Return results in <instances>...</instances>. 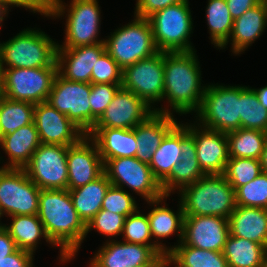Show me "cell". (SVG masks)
Here are the masks:
<instances>
[{
  "label": "cell",
  "mask_w": 267,
  "mask_h": 267,
  "mask_svg": "<svg viewBox=\"0 0 267 267\" xmlns=\"http://www.w3.org/2000/svg\"><path fill=\"white\" fill-rule=\"evenodd\" d=\"M261 267H267V253L265 254V256L263 258V262L261 264Z\"/></svg>",
  "instance_id": "6f0895ef"
},
{
  "label": "cell",
  "mask_w": 267,
  "mask_h": 267,
  "mask_svg": "<svg viewBox=\"0 0 267 267\" xmlns=\"http://www.w3.org/2000/svg\"><path fill=\"white\" fill-rule=\"evenodd\" d=\"M136 198L123 188L110 185L103 199L101 209L127 217L141 208Z\"/></svg>",
  "instance_id": "b9f144b4"
},
{
  "label": "cell",
  "mask_w": 267,
  "mask_h": 267,
  "mask_svg": "<svg viewBox=\"0 0 267 267\" xmlns=\"http://www.w3.org/2000/svg\"><path fill=\"white\" fill-rule=\"evenodd\" d=\"M184 0H136L134 15L148 19L155 12Z\"/></svg>",
  "instance_id": "bcb514c9"
},
{
  "label": "cell",
  "mask_w": 267,
  "mask_h": 267,
  "mask_svg": "<svg viewBox=\"0 0 267 267\" xmlns=\"http://www.w3.org/2000/svg\"><path fill=\"white\" fill-rule=\"evenodd\" d=\"M34 108L35 105L33 103L3 97L0 100L1 136L33 123Z\"/></svg>",
  "instance_id": "e575fe53"
},
{
  "label": "cell",
  "mask_w": 267,
  "mask_h": 267,
  "mask_svg": "<svg viewBox=\"0 0 267 267\" xmlns=\"http://www.w3.org/2000/svg\"><path fill=\"white\" fill-rule=\"evenodd\" d=\"M40 144L34 122L1 136L0 168L23 169ZM1 152L8 158L1 156Z\"/></svg>",
  "instance_id": "d4e9b609"
},
{
  "label": "cell",
  "mask_w": 267,
  "mask_h": 267,
  "mask_svg": "<svg viewBox=\"0 0 267 267\" xmlns=\"http://www.w3.org/2000/svg\"><path fill=\"white\" fill-rule=\"evenodd\" d=\"M267 29V1L262 0L233 22L228 41L219 49L230 47L234 56H240L257 41Z\"/></svg>",
  "instance_id": "cb8c5ba5"
},
{
  "label": "cell",
  "mask_w": 267,
  "mask_h": 267,
  "mask_svg": "<svg viewBox=\"0 0 267 267\" xmlns=\"http://www.w3.org/2000/svg\"><path fill=\"white\" fill-rule=\"evenodd\" d=\"M236 205L267 209V173L235 190Z\"/></svg>",
  "instance_id": "ab89813d"
},
{
  "label": "cell",
  "mask_w": 267,
  "mask_h": 267,
  "mask_svg": "<svg viewBox=\"0 0 267 267\" xmlns=\"http://www.w3.org/2000/svg\"><path fill=\"white\" fill-rule=\"evenodd\" d=\"M90 93L91 83L70 81L57 73L47 102L87 135L91 131Z\"/></svg>",
  "instance_id": "4fadbf2b"
},
{
  "label": "cell",
  "mask_w": 267,
  "mask_h": 267,
  "mask_svg": "<svg viewBox=\"0 0 267 267\" xmlns=\"http://www.w3.org/2000/svg\"><path fill=\"white\" fill-rule=\"evenodd\" d=\"M4 218V215H3V213H2V211H1V209H0V228L1 227H4V225H5V223H3V221L1 222V220Z\"/></svg>",
  "instance_id": "680465c9"
},
{
  "label": "cell",
  "mask_w": 267,
  "mask_h": 267,
  "mask_svg": "<svg viewBox=\"0 0 267 267\" xmlns=\"http://www.w3.org/2000/svg\"><path fill=\"white\" fill-rule=\"evenodd\" d=\"M126 90L140 97L154 112L164 96V52L139 60L122 70V84Z\"/></svg>",
  "instance_id": "8fae6325"
},
{
  "label": "cell",
  "mask_w": 267,
  "mask_h": 267,
  "mask_svg": "<svg viewBox=\"0 0 267 267\" xmlns=\"http://www.w3.org/2000/svg\"><path fill=\"white\" fill-rule=\"evenodd\" d=\"M163 267H189L184 265L171 251L164 254Z\"/></svg>",
  "instance_id": "f907efd6"
},
{
  "label": "cell",
  "mask_w": 267,
  "mask_h": 267,
  "mask_svg": "<svg viewBox=\"0 0 267 267\" xmlns=\"http://www.w3.org/2000/svg\"><path fill=\"white\" fill-rule=\"evenodd\" d=\"M181 160L160 183L164 195L177 194L182 188L193 184L206 174L200 168L193 135L188 131V121H180Z\"/></svg>",
  "instance_id": "7402d4cb"
},
{
  "label": "cell",
  "mask_w": 267,
  "mask_h": 267,
  "mask_svg": "<svg viewBox=\"0 0 267 267\" xmlns=\"http://www.w3.org/2000/svg\"><path fill=\"white\" fill-rule=\"evenodd\" d=\"M180 121L166 134L161 145L153 154L149 164L154 177L161 183L181 160Z\"/></svg>",
  "instance_id": "1f68e13d"
},
{
  "label": "cell",
  "mask_w": 267,
  "mask_h": 267,
  "mask_svg": "<svg viewBox=\"0 0 267 267\" xmlns=\"http://www.w3.org/2000/svg\"><path fill=\"white\" fill-rule=\"evenodd\" d=\"M33 253L16 249L13 253L0 260V267H35Z\"/></svg>",
  "instance_id": "7dc6e473"
},
{
  "label": "cell",
  "mask_w": 267,
  "mask_h": 267,
  "mask_svg": "<svg viewBox=\"0 0 267 267\" xmlns=\"http://www.w3.org/2000/svg\"><path fill=\"white\" fill-rule=\"evenodd\" d=\"M120 87L121 84L91 83V93L89 96L91 107V130Z\"/></svg>",
  "instance_id": "7bdbcfd3"
},
{
  "label": "cell",
  "mask_w": 267,
  "mask_h": 267,
  "mask_svg": "<svg viewBox=\"0 0 267 267\" xmlns=\"http://www.w3.org/2000/svg\"><path fill=\"white\" fill-rule=\"evenodd\" d=\"M259 161H260L262 172L267 173V139H266L264 150L262 151Z\"/></svg>",
  "instance_id": "db71d44e"
},
{
  "label": "cell",
  "mask_w": 267,
  "mask_h": 267,
  "mask_svg": "<svg viewBox=\"0 0 267 267\" xmlns=\"http://www.w3.org/2000/svg\"><path fill=\"white\" fill-rule=\"evenodd\" d=\"M229 234V221L224 217L185 216L183 239L178 245L223 252Z\"/></svg>",
  "instance_id": "ac0fdd59"
},
{
  "label": "cell",
  "mask_w": 267,
  "mask_h": 267,
  "mask_svg": "<svg viewBox=\"0 0 267 267\" xmlns=\"http://www.w3.org/2000/svg\"><path fill=\"white\" fill-rule=\"evenodd\" d=\"M196 52H164L163 103L167 105H160L158 113L176 116V112L180 117L199 111L207 83Z\"/></svg>",
  "instance_id": "7a4b0ae2"
},
{
  "label": "cell",
  "mask_w": 267,
  "mask_h": 267,
  "mask_svg": "<svg viewBox=\"0 0 267 267\" xmlns=\"http://www.w3.org/2000/svg\"><path fill=\"white\" fill-rule=\"evenodd\" d=\"M68 190L94 181L104 173V162L96 143L85 135L77 144L68 147Z\"/></svg>",
  "instance_id": "d6986e66"
},
{
  "label": "cell",
  "mask_w": 267,
  "mask_h": 267,
  "mask_svg": "<svg viewBox=\"0 0 267 267\" xmlns=\"http://www.w3.org/2000/svg\"><path fill=\"white\" fill-rule=\"evenodd\" d=\"M246 85L207 83L199 111L192 116L200 126L229 133L241 128L240 93Z\"/></svg>",
  "instance_id": "8992f818"
},
{
  "label": "cell",
  "mask_w": 267,
  "mask_h": 267,
  "mask_svg": "<svg viewBox=\"0 0 267 267\" xmlns=\"http://www.w3.org/2000/svg\"><path fill=\"white\" fill-rule=\"evenodd\" d=\"M88 267H140L151 263L159 254L149 245L122 240L103 241L93 252Z\"/></svg>",
  "instance_id": "44dd1931"
},
{
  "label": "cell",
  "mask_w": 267,
  "mask_h": 267,
  "mask_svg": "<svg viewBox=\"0 0 267 267\" xmlns=\"http://www.w3.org/2000/svg\"><path fill=\"white\" fill-rule=\"evenodd\" d=\"M11 9L19 7L43 18L49 17L54 0H3Z\"/></svg>",
  "instance_id": "f6af8a7d"
},
{
  "label": "cell",
  "mask_w": 267,
  "mask_h": 267,
  "mask_svg": "<svg viewBox=\"0 0 267 267\" xmlns=\"http://www.w3.org/2000/svg\"><path fill=\"white\" fill-rule=\"evenodd\" d=\"M262 173L260 161L251 158H229L223 175L236 190Z\"/></svg>",
  "instance_id": "f35d334b"
},
{
  "label": "cell",
  "mask_w": 267,
  "mask_h": 267,
  "mask_svg": "<svg viewBox=\"0 0 267 267\" xmlns=\"http://www.w3.org/2000/svg\"><path fill=\"white\" fill-rule=\"evenodd\" d=\"M125 219L126 217L121 214L101 209L86 225V237L84 240H87L88 234L92 233L91 231L93 230L106 237L105 241L117 240L122 235Z\"/></svg>",
  "instance_id": "60d3db41"
},
{
  "label": "cell",
  "mask_w": 267,
  "mask_h": 267,
  "mask_svg": "<svg viewBox=\"0 0 267 267\" xmlns=\"http://www.w3.org/2000/svg\"><path fill=\"white\" fill-rule=\"evenodd\" d=\"M251 88L255 91L260 104L267 109V85H265L264 87L262 86L261 88Z\"/></svg>",
  "instance_id": "816d5d0a"
},
{
  "label": "cell",
  "mask_w": 267,
  "mask_h": 267,
  "mask_svg": "<svg viewBox=\"0 0 267 267\" xmlns=\"http://www.w3.org/2000/svg\"><path fill=\"white\" fill-rule=\"evenodd\" d=\"M105 51L104 43L75 48H57L58 73L70 81L91 83L92 68Z\"/></svg>",
  "instance_id": "603a6c76"
},
{
  "label": "cell",
  "mask_w": 267,
  "mask_h": 267,
  "mask_svg": "<svg viewBox=\"0 0 267 267\" xmlns=\"http://www.w3.org/2000/svg\"><path fill=\"white\" fill-rule=\"evenodd\" d=\"M101 9L98 0H70L67 3L64 0H54L47 19H65L64 41L57 42V48L104 43L105 38H100Z\"/></svg>",
  "instance_id": "3957f363"
},
{
  "label": "cell",
  "mask_w": 267,
  "mask_h": 267,
  "mask_svg": "<svg viewBox=\"0 0 267 267\" xmlns=\"http://www.w3.org/2000/svg\"><path fill=\"white\" fill-rule=\"evenodd\" d=\"M87 136L96 143L103 162L136 155L137 140L133 129L93 127Z\"/></svg>",
  "instance_id": "4316f807"
},
{
  "label": "cell",
  "mask_w": 267,
  "mask_h": 267,
  "mask_svg": "<svg viewBox=\"0 0 267 267\" xmlns=\"http://www.w3.org/2000/svg\"><path fill=\"white\" fill-rule=\"evenodd\" d=\"M233 20L239 18L247 10L259 4L262 0H225Z\"/></svg>",
  "instance_id": "c3c4849f"
},
{
  "label": "cell",
  "mask_w": 267,
  "mask_h": 267,
  "mask_svg": "<svg viewBox=\"0 0 267 267\" xmlns=\"http://www.w3.org/2000/svg\"><path fill=\"white\" fill-rule=\"evenodd\" d=\"M41 189L24 169L0 168V209L3 215H37Z\"/></svg>",
  "instance_id": "7c38bea8"
},
{
  "label": "cell",
  "mask_w": 267,
  "mask_h": 267,
  "mask_svg": "<svg viewBox=\"0 0 267 267\" xmlns=\"http://www.w3.org/2000/svg\"><path fill=\"white\" fill-rule=\"evenodd\" d=\"M104 38L106 52L122 70L159 52L149 19L135 15L133 20L115 28Z\"/></svg>",
  "instance_id": "52a82bcc"
},
{
  "label": "cell",
  "mask_w": 267,
  "mask_h": 267,
  "mask_svg": "<svg viewBox=\"0 0 267 267\" xmlns=\"http://www.w3.org/2000/svg\"><path fill=\"white\" fill-rule=\"evenodd\" d=\"M154 112L144 122L136 125L137 151L135 157L150 164L153 154L161 145L166 134L179 122L177 117Z\"/></svg>",
  "instance_id": "484cf974"
},
{
  "label": "cell",
  "mask_w": 267,
  "mask_h": 267,
  "mask_svg": "<svg viewBox=\"0 0 267 267\" xmlns=\"http://www.w3.org/2000/svg\"><path fill=\"white\" fill-rule=\"evenodd\" d=\"M170 195H163L162 197L145 201L147 204V216L150 223V232L153 241L166 253L170 252L175 246H177L183 239V228H184V212L180 200L178 199L177 210H173L167 204V199ZM176 235V243L171 246L170 243L166 245L165 241L167 238ZM165 239V240H163ZM165 241V243L163 242ZM170 244V246H169Z\"/></svg>",
  "instance_id": "ffe728a7"
},
{
  "label": "cell",
  "mask_w": 267,
  "mask_h": 267,
  "mask_svg": "<svg viewBox=\"0 0 267 267\" xmlns=\"http://www.w3.org/2000/svg\"><path fill=\"white\" fill-rule=\"evenodd\" d=\"M37 216L58 248V263L73 262L86 237V224L74 208L68 189H41Z\"/></svg>",
  "instance_id": "6da1fadb"
},
{
  "label": "cell",
  "mask_w": 267,
  "mask_h": 267,
  "mask_svg": "<svg viewBox=\"0 0 267 267\" xmlns=\"http://www.w3.org/2000/svg\"><path fill=\"white\" fill-rule=\"evenodd\" d=\"M192 119H187L188 131L194 137L200 168L206 175L223 174L229 160L226 133L200 126Z\"/></svg>",
  "instance_id": "e0dca14e"
},
{
  "label": "cell",
  "mask_w": 267,
  "mask_h": 267,
  "mask_svg": "<svg viewBox=\"0 0 267 267\" xmlns=\"http://www.w3.org/2000/svg\"><path fill=\"white\" fill-rule=\"evenodd\" d=\"M171 252L189 267H228L223 252L203 250L188 245H177Z\"/></svg>",
  "instance_id": "74e56055"
},
{
  "label": "cell",
  "mask_w": 267,
  "mask_h": 267,
  "mask_svg": "<svg viewBox=\"0 0 267 267\" xmlns=\"http://www.w3.org/2000/svg\"><path fill=\"white\" fill-rule=\"evenodd\" d=\"M4 97L35 104L48 100L58 67L1 68Z\"/></svg>",
  "instance_id": "30bf717a"
},
{
  "label": "cell",
  "mask_w": 267,
  "mask_h": 267,
  "mask_svg": "<svg viewBox=\"0 0 267 267\" xmlns=\"http://www.w3.org/2000/svg\"><path fill=\"white\" fill-rule=\"evenodd\" d=\"M91 83L122 84V69L106 51L92 68Z\"/></svg>",
  "instance_id": "ee69618b"
},
{
  "label": "cell",
  "mask_w": 267,
  "mask_h": 267,
  "mask_svg": "<svg viewBox=\"0 0 267 267\" xmlns=\"http://www.w3.org/2000/svg\"><path fill=\"white\" fill-rule=\"evenodd\" d=\"M4 97L3 93V70L0 67V100Z\"/></svg>",
  "instance_id": "9f6ffc18"
},
{
  "label": "cell",
  "mask_w": 267,
  "mask_h": 267,
  "mask_svg": "<svg viewBox=\"0 0 267 267\" xmlns=\"http://www.w3.org/2000/svg\"><path fill=\"white\" fill-rule=\"evenodd\" d=\"M240 120L243 129L267 132V109L249 85L240 93Z\"/></svg>",
  "instance_id": "d590c367"
},
{
  "label": "cell",
  "mask_w": 267,
  "mask_h": 267,
  "mask_svg": "<svg viewBox=\"0 0 267 267\" xmlns=\"http://www.w3.org/2000/svg\"><path fill=\"white\" fill-rule=\"evenodd\" d=\"M141 211V212H140ZM127 243H136L151 246L158 254L165 252L153 241L150 232V223L147 213L140 208L126 217L121 238Z\"/></svg>",
  "instance_id": "8d00e7d4"
},
{
  "label": "cell",
  "mask_w": 267,
  "mask_h": 267,
  "mask_svg": "<svg viewBox=\"0 0 267 267\" xmlns=\"http://www.w3.org/2000/svg\"><path fill=\"white\" fill-rule=\"evenodd\" d=\"M68 147L41 143L33 153L23 169L40 189H67Z\"/></svg>",
  "instance_id": "5bb4252c"
},
{
  "label": "cell",
  "mask_w": 267,
  "mask_h": 267,
  "mask_svg": "<svg viewBox=\"0 0 267 267\" xmlns=\"http://www.w3.org/2000/svg\"><path fill=\"white\" fill-rule=\"evenodd\" d=\"M177 194L185 216L228 219L236 207L235 190L223 174L205 175Z\"/></svg>",
  "instance_id": "277c9868"
},
{
  "label": "cell",
  "mask_w": 267,
  "mask_h": 267,
  "mask_svg": "<svg viewBox=\"0 0 267 267\" xmlns=\"http://www.w3.org/2000/svg\"><path fill=\"white\" fill-rule=\"evenodd\" d=\"M205 9L206 25L209 39L216 50L220 49L229 39L233 22L225 0H207Z\"/></svg>",
  "instance_id": "d6a6232c"
},
{
  "label": "cell",
  "mask_w": 267,
  "mask_h": 267,
  "mask_svg": "<svg viewBox=\"0 0 267 267\" xmlns=\"http://www.w3.org/2000/svg\"><path fill=\"white\" fill-rule=\"evenodd\" d=\"M54 39V40H53ZM57 42L40 28L19 30L9 40L0 41L1 68L58 67Z\"/></svg>",
  "instance_id": "5b68a950"
},
{
  "label": "cell",
  "mask_w": 267,
  "mask_h": 267,
  "mask_svg": "<svg viewBox=\"0 0 267 267\" xmlns=\"http://www.w3.org/2000/svg\"><path fill=\"white\" fill-rule=\"evenodd\" d=\"M17 249L14 240L5 227L0 228V260Z\"/></svg>",
  "instance_id": "681fc988"
},
{
  "label": "cell",
  "mask_w": 267,
  "mask_h": 267,
  "mask_svg": "<svg viewBox=\"0 0 267 267\" xmlns=\"http://www.w3.org/2000/svg\"><path fill=\"white\" fill-rule=\"evenodd\" d=\"M189 5V0H184L159 10L148 18L158 51L190 52L196 50L190 38L195 26L193 25V11Z\"/></svg>",
  "instance_id": "ba28073f"
},
{
  "label": "cell",
  "mask_w": 267,
  "mask_h": 267,
  "mask_svg": "<svg viewBox=\"0 0 267 267\" xmlns=\"http://www.w3.org/2000/svg\"><path fill=\"white\" fill-rule=\"evenodd\" d=\"M9 11L11 12V8L3 0H0V29L2 28L5 19H7L10 14Z\"/></svg>",
  "instance_id": "f5cc1de1"
},
{
  "label": "cell",
  "mask_w": 267,
  "mask_h": 267,
  "mask_svg": "<svg viewBox=\"0 0 267 267\" xmlns=\"http://www.w3.org/2000/svg\"><path fill=\"white\" fill-rule=\"evenodd\" d=\"M153 113L140 97L120 87L93 127L133 129Z\"/></svg>",
  "instance_id": "2e32d148"
},
{
  "label": "cell",
  "mask_w": 267,
  "mask_h": 267,
  "mask_svg": "<svg viewBox=\"0 0 267 267\" xmlns=\"http://www.w3.org/2000/svg\"><path fill=\"white\" fill-rule=\"evenodd\" d=\"M229 158L260 159L267 139V132L239 128L226 133Z\"/></svg>",
  "instance_id": "836d02e7"
},
{
  "label": "cell",
  "mask_w": 267,
  "mask_h": 267,
  "mask_svg": "<svg viewBox=\"0 0 267 267\" xmlns=\"http://www.w3.org/2000/svg\"><path fill=\"white\" fill-rule=\"evenodd\" d=\"M104 173L111 185L138 195L144 201L156 200L164 195L161 184L154 177L149 164L136 157L108 159L104 162Z\"/></svg>",
  "instance_id": "9c48e42d"
},
{
  "label": "cell",
  "mask_w": 267,
  "mask_h": 267,
  "mask_svg": "<svg viewBox=\"0 0 267 267\" xmlns=\"http://www.w3.org/2000/svg\"><path fill=\"white\" fill-rule=\"evenodd\" d=\"M164 254H159L151 263L140 267H163Z\"/></svg>",
  "instance_id": "11a10c76"
},
{
  "label": "cell",
  "mask_w": 267,
  "mask_h": 267,
  "mask_svg": "<svg viewBox=\"0 0 267 267\" xmlns=\"http://www.w3.org/2000/svg\"><path fill=\"white\" fill-rule=\"evenodd\" d=\"M266 253L263 245L230 234L223 250L228 267H261Z\"/></svg>",
  "instance_id": "4dcf8cb0"
},
{
  "label": "cell",
  "mask_w": 267,
  "mask_h": 267,
  "mask_svg": "<svg viewBox=\"0 0 267 267\" xmlns=\"http://www.w3.org/2000/svg\"><path fill=\"white\" fill-rule=\"evenodd\" d=\"M228 221L230 235L257 242L267 249V209L236 205Z\"/></svg>",
  "instance_id": "83f0119b"
},
{
  "label": "cell",
  "mask_w": 267,
  "mask_h": 267,
  "mask_svg": "<svg viewBox=\"0 0 267 267\" xmlns=\"http://www.w3.org/2000/svg\"><path fill=\"white\" fill-rule=\"evenodd\" d=\"M7 218L11 222L5 223L4 227L18 249L29 251L35 255L43 239L46 241L45 243L50 245L48 247L57 248L47 237L43 224L37 215H13Z\"/></svg>",
  "instance_id": "f1b7e54d"
},
{
  "label": "cell",
  "mask_w": 267,
  "mask_h": 267,
  "mask_svg": "<svg viewBox=\"0 0 267 267\" xmlns=\"http://www.w3.org/2000/svg\"><path fill=\"white\" fill-rule=\"evenodd\" d=\"M110 185L111 182L103 173L94 181L69 190L74 208L86 225L101 210L103 199Z\"/></svg>",
  "instance_id": "f546056e"
},
{
  "label": "cell",
  "mask_w": 267,
  "mask_h": 267,
  "mask_svg": "<svg viewBox=\"0 0 267 267\" xmlns=\"http://www.w3.org/2000/svg\"><path fill=\"white\" fill-rule=\"evenodd\" d=\"M33 122L42 144L72 146L86 135L47 101L35 104Z\"/></svg>",
  "instance_id": "9a60e30c"
}]
</instances>
